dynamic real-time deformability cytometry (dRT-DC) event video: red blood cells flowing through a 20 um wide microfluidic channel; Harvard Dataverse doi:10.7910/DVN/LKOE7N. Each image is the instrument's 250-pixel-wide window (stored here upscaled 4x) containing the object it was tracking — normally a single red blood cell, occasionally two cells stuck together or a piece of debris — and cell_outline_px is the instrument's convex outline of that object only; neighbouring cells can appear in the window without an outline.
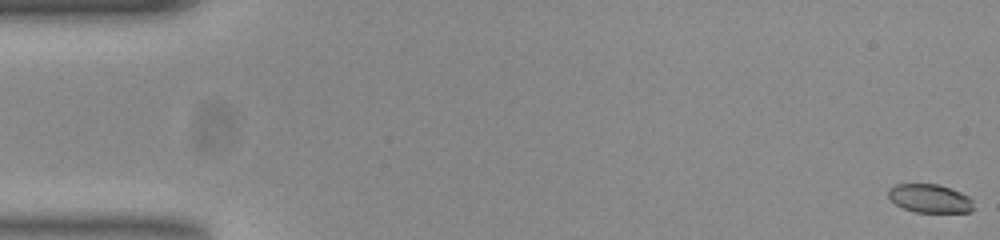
{"species": "common noctule bat (a hibernating species)", "species_latin": "Nyctalus noctula", "temperature_condition": "room temperature", "stored_images_in_passage": 54, "camera_frame_rate_fps": 3000, "um_per_image_px": 0.085, "animal": {"sex": "female", "body_mass_g": 23.0, "forearm_length_mm": 53.4}, "frame": {"image": 1, "passage_image": 1, "time_ms": 0.0, "image_size_px": [1000, 240], "cell_outline_px": [[972, 212], [916, 212], [904, 208], [896, 204], [888, 196], [888, 188], [896, 184], [936, 184], [960, 192], [968, 196], [972, 200]], "centroid_in_image_um": [79.02, 16.87], "position_along_channel_um": 6.0, "area_um2": 13.99}}
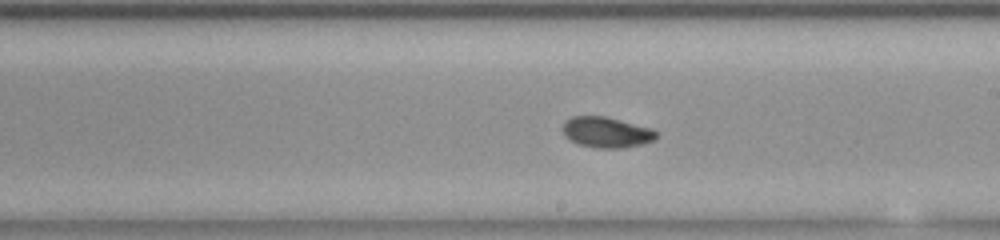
{"frame": {"image": 2, "passage_image": 31, "time_ms": 10.0, "image_size_px": [1000, 240], "cell_outline_px": [[656, 140], [644, 144], [624, 148], [596, 148], [576, 144], [568, 140], [564, 136], [564, 124], [572, 116], [604, 116], [652, 128], [656, 132]], "centroid_in_image_um": [51.56, 11.26], "position_along_channel_um": 237.4, "area_um2": 16.82}}
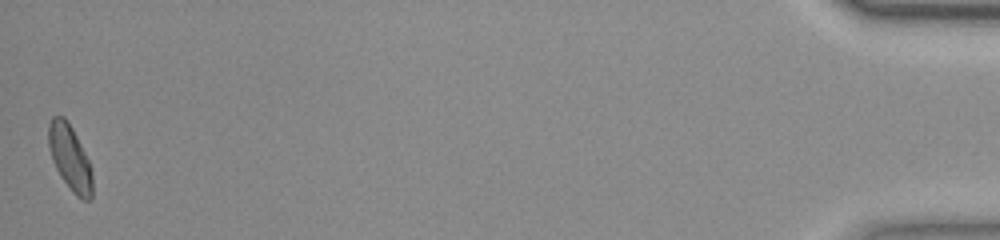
{"frame": {"image": 3, "passage_image": 54, "time_ms": 17.667, "image_size_px": [1000, 240], "cell_outline_px": [[92, 200], [84, 200], [76, 196], [72, 192], [60, 176], [52, 160], [48, 144], [48, 124], [52, 116], [64, 116], [72, 128], [88, 160], [92, 172]], "centroid_in_image_um": [5.93, 13.42], "position_along_channel_um": 429.3, "area_um2": 16.65}, "authors_computed_cell_mechanics": {"area_um2": 16.3863, "velocity_mm_per_s": 3.8025, "shape_relaxation_time_tau1_ms": 4.6296, "shape_relaxation_time_tau2_ms": 2.8324, "deformation_change_tau1": 0.1224, "deformation_change_tau2": 0.0681}}